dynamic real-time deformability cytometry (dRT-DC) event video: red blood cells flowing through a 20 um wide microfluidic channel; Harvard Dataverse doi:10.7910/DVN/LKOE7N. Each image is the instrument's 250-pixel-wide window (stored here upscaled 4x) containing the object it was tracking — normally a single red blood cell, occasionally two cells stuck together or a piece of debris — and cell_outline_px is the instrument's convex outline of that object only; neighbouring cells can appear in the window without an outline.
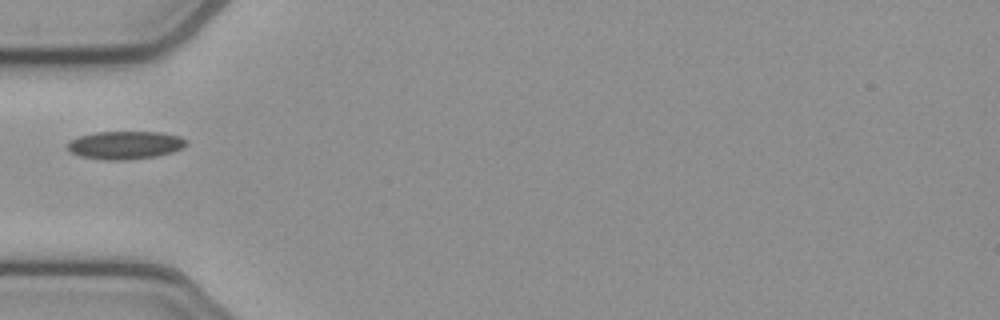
{"species": "common noctule bat (a hibernating species)", "species_latin": "Nyctalus noctula", "temperature_condition": "cold", "stored_images_in_passage": 37, "camera_frame_rate_fps": 3000, "um_per_image_px": 0.085, "animal": {"sex": "female", "body_mass_g": 21.9}, "frame": {"image": 1, "passage_image": 1, "time_ms": 0.0, "image_size_px": [1000, 320], "cell_outline_px": [[188, 144], [172, 152], [156, 156], [124, 160], [104, 160], [80, 156], [72, 152], [68, 148], [68, 140], [80, 136], [96, 132], [160, 132], [180, 136], [188, 140]], "centroid_in_image_um": [10.65, 12.33], "position_along_channel_um": 74.4, "area_um2": 19.36}}
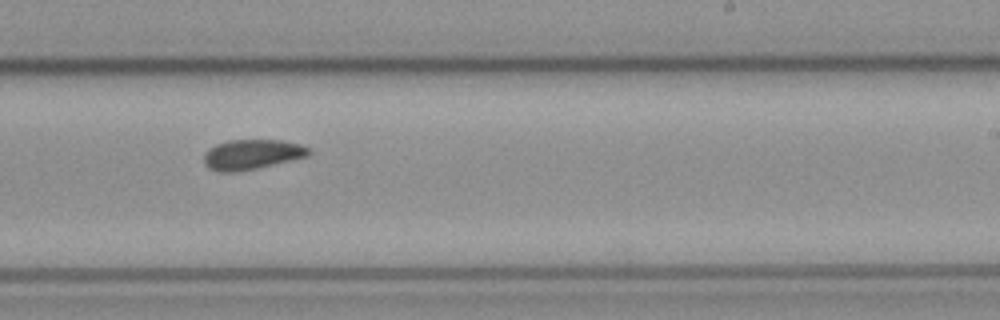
{"frame": {"image": 2, "passage_image": 16, "time_ms": 5.0, "image_size_px": [1000, 320], "cell_outline_px": [[312, 152], [308, 156], [256, 168], [236, 172], [220, 172], [208, 168], [204, 164], [204, 152], [208, 148], [216, 144], [228, 140], [280, 140], [300, 144], [308, 148]], "centroid_in_image_um": [21.37, 13.12], "position_along_channel_um": 267.6, "area_um2": 18.32}}
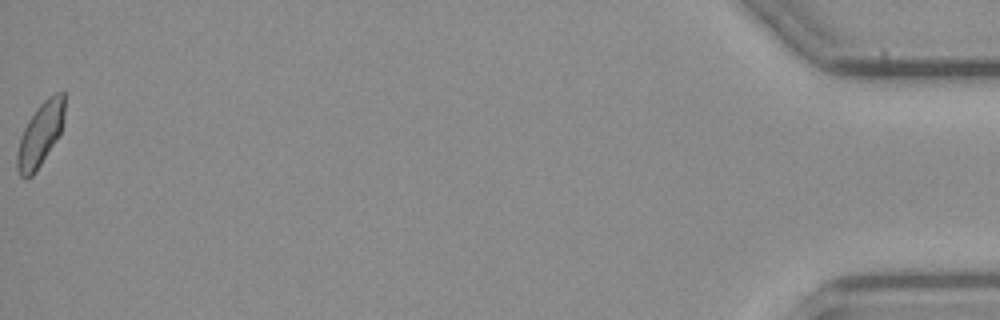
{"frame": {"image": 3, "passage_image": 37, "time_ms": 12.0, "image_size_px": [1000, 320], "cell_outline_px": [[64, 112], [60, 132], [36, 172], [32, 176], [20, 176], [16, 168], [16, 152], [24, 128], [28, 120], [36, 108], [48, 96], [56, 92], [64, 92]], "centroid_in_image_um": [3.4, 11.41], "position_along_channel_um": 431.8, "area_um2": 17.28}}